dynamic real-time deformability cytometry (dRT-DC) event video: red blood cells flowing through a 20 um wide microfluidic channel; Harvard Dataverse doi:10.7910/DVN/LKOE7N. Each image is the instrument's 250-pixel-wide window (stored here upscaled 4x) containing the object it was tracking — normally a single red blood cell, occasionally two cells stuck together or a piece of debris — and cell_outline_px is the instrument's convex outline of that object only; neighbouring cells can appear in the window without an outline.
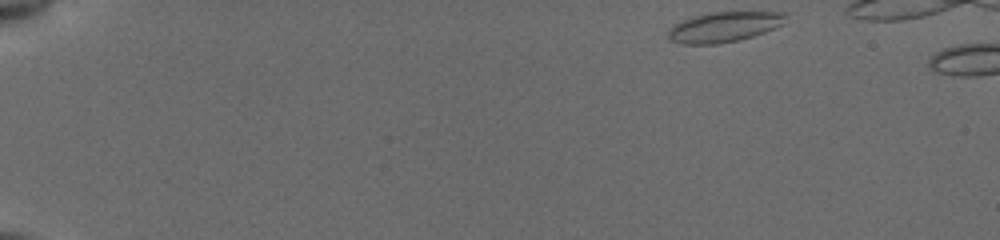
{"species": "common noctule bat (a hibernating species)", "species_latin": "Nyctalus noctula", "temperature_condition": "cold", "stored_images_in_passage": 45, "camera_frame_rate_fps": 3000, "um_per_image_px": 0.085, "animal": {"sex": "female", "body_mass_g": 19.5, "forearm_length_mm": 54.1}, "frame": {"image": 1, "passage_image": 1, "time_ms": 0.0, "image_size_px": [1000, 240], "cell_outline_px": [[788, 12], [784, 24], [764, 32], [740, 40], [716, 44], [684, 44], [668, 40], [668, 28], [684, 20], [708, 12]], "centroid_in_image_um": [61.56, 2.29], "position_along_channel_um": 23.4, "area_um2": 20.63}}
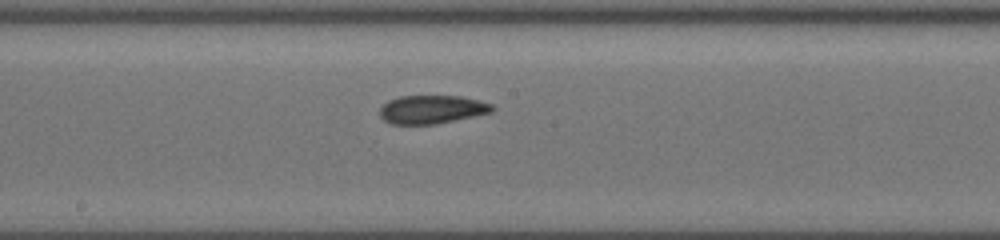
{"frame": {"image": 2, "passage_image": 25, "time_ms": 8.0, "image_size_px": [1000, 240], "cell_outline_px": [[496, 108], [492, 112], [436, 124], [392, 124], [384, 120], [380, 116], [380, 108], [388, 100], [400, 96], [460, 96], [480, 100], [492, 104]], "centroid_in_image_um": [36.72, 9.3], "position_along_channel_um": 211.5, "area_um2": 18.61}}
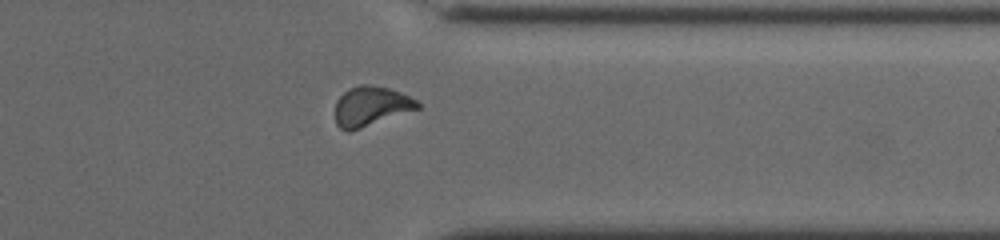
{"frame": {"image": 3, "passage_image": 38, "time_ms": 12.333, "image_size_px": [1000, 240], "cell_outline_px": [[420, 108], [348, 132], [340, 128], [336, 124], [336, 100], [344, 92], [360, 84], [368, 84], [388, 88], [400, 92], [416, 100], [420, 104]], "centroid_in_image_um": [31.52, 9.03], "position_along_channel_um": 379.9, "area_um2": 18.73}}